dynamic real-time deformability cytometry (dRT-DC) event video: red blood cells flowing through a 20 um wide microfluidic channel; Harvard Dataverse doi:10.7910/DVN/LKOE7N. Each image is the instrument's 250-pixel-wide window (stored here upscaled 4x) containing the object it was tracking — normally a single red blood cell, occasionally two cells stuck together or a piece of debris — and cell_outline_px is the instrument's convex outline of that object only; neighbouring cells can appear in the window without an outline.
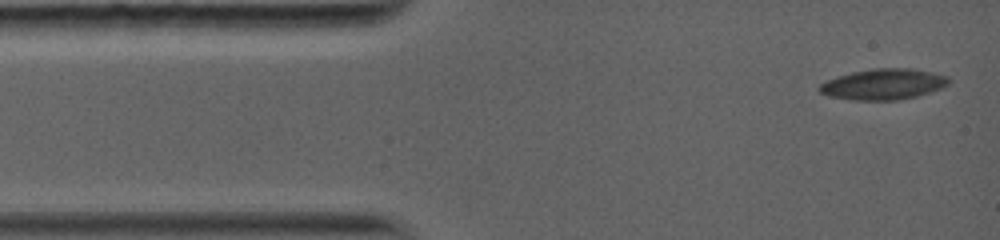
{"species": "common noctule bat (a hibernating species)", "species_latin": "Nyctalus noctula", "temperature_condition": "warm", "stored_images_in_passage": 4, "camera_frame_rate_fps": 5000, "um_per_image_px": 0.085, "animal": {"sex": "female", "body_mass_g": 19.0, "forearm_length_mm": 56.7}, "frame": {"image": 1, "passage_image": 1, "time_ms": 0.0, "image_size_px": [1000, 240], "cell_outline_px": [[948, 84], [912, 96], [896, 100], [860, 100], [832, 96], [820, 92], [820, 84], [840, 76], [856, 72], [888, 68], [920, 72], [944, 76], [948, 80]], "centroid_in_image_um": [74.99, 7.19], "position_along_channel_um": 10.0, "area_um2": 21.15}}
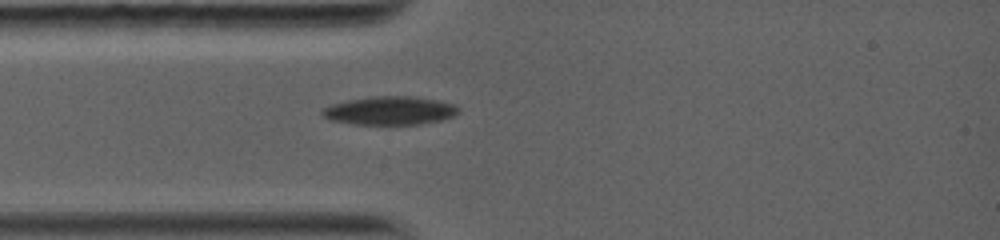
{"frame": {"image": 2, "passage_image": 4, "time_ms": 2.8, "image_size_px": [1000, 240], "cell_outline_px": [[456, 112], [452, 116], [440, 120], [416, 124], [356, 124], [332, 120], [324, 116], [320, 112], [324, 108], [332, 104], [352, 100], [376, 96], [404, 96], [432, 100], [452, 104], [456, 108]], "centroid_in_image_um": [33.07, 9.41], "position_along_channel_um": 51.9, "area_um2": 21.62}}